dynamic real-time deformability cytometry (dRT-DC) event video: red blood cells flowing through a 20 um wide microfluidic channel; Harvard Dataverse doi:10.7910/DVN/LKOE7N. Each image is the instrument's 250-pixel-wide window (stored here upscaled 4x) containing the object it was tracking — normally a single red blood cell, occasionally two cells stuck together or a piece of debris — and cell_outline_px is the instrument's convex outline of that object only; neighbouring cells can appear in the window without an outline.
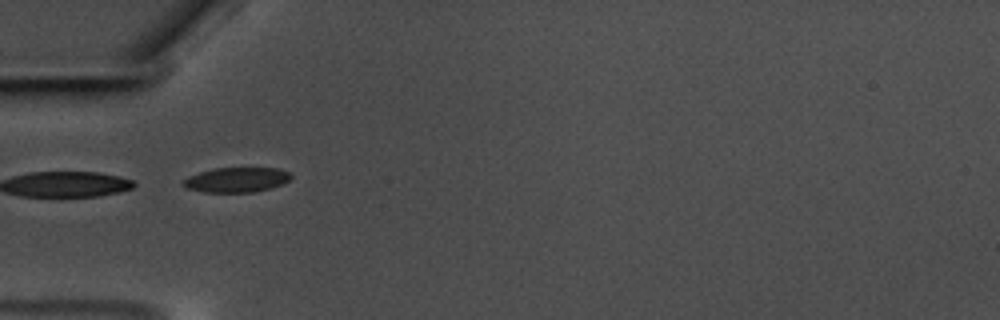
{"species": "common noctule bat (a hibernating species)", "species_latin": "Nyctalus noctula", "temperature_condition": "warm", "stored_images_in_passage": 40, "camera_frame_rate_fps": 3000, "um_per_image_px": 0.085, "animal": {"sex": "male", "body_mass_g": 17.5, "forearm_length_mm": 52.3}, "frame": {"image": 1, "passage_image": 1, "time_ms": 0.0, "image_size_px": [1000, 320], "cell_outline_px": [[292, 176], [284, 184], [252, 192], [204, 192], [188, 188], [180, 184], [188, 176], [212, 168], [276, 168], [288, 172]], "centroid_in_image_um": [20.08, 15.28], "position_along_channel_um": 64.9, "area_um2": 15.49}}
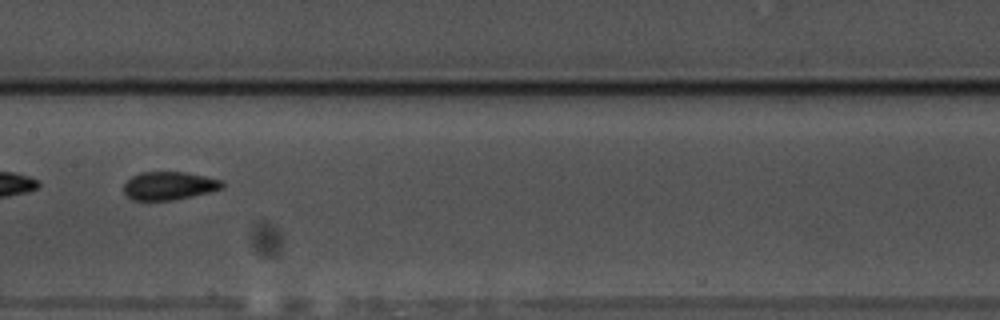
{"frame": {"image": 2, "passage_image": 12, "time_ms": 3.667, "image_size_px": [1000, 320], "cell_outline_px": [[224, 188], [192, 196], [172, 200], [132, 200], [124, 192], [124, 184], [132, 176], [140, 172], [188, 172], [224, 180]], "centroid_in_image_um": [14.41, 15.78], "position_along_channel_um": 193.0, "area_um2": 16.24}}
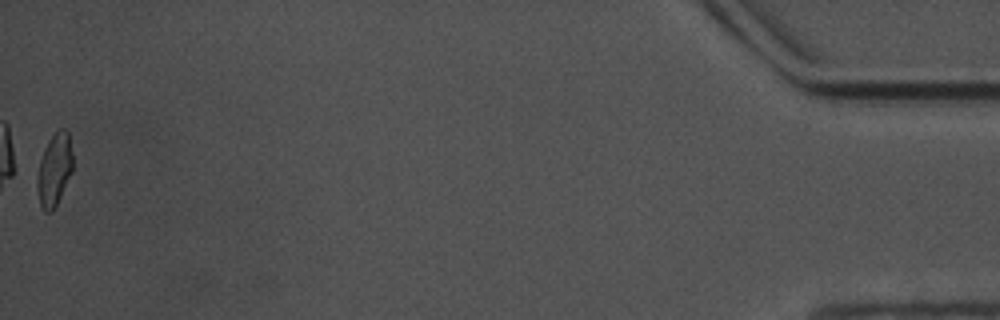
{"frame": {"image": 3, "passage_image": 40, "time_ms": 13.0, "image_size_px": [1000, 320], "cell_outline_px": [[72, 172], [52, 212], [44, 212], [40, 204], [32, 172], [48, 140], [60, 128], [64, 128], [68, 132], [72, 152]], "centroid_in_image_um": [4.54, 14.42], "position_along_channel_um": 430.7, "area_um2": 15.66}, "authors_computed_cell_mechanics": {"area_um2": 16.0684, "velocity_mm_per_s": 3.5427, "shape_relaxation_time_tau1_ms": null, "shape_relaxation_time_tau2_ms": 1.3127, "deformation_change_tau1": null, "deformation_change_tau2": 0.0845}}